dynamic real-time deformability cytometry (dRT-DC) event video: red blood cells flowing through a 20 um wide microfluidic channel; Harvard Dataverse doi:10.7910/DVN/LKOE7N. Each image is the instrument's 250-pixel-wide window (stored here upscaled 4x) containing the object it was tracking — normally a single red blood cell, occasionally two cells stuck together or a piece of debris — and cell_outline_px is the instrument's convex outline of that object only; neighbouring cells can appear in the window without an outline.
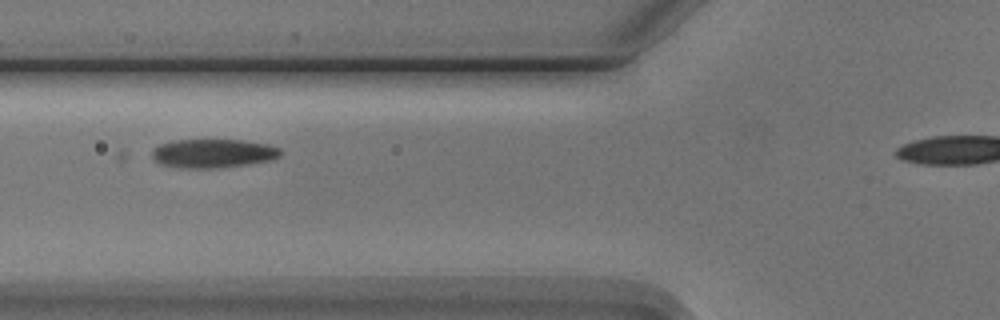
{"species": "Egyptian fruit bat (a non-hibernating species)", "species_latin": "Rousettus aegyptiacus", "temperature_condition": "cold", "stored_images_in_passage": 5, "camera_frame_rate_fps": 3000, "um_per_image_px": 0.085, "animal": {"sex": "male"}, "frame": {"image": 1, "passage_image": 3, "time_ms": 2.0, "image_size_px": [1000, 320], "cell_outline_px": [[280, 156], [272, 160], [248, 164], [220, 168], [180, 168], [164, 164], [156, 160], [152, 156], [152, 148], [160, 144], [172, 140], [240, 140], [268, 144], [280, 148]], "centroid_in_image_um": [18.12, 13.03], "position_along_channel_um": 107.7, "area_um2": 21.56}}
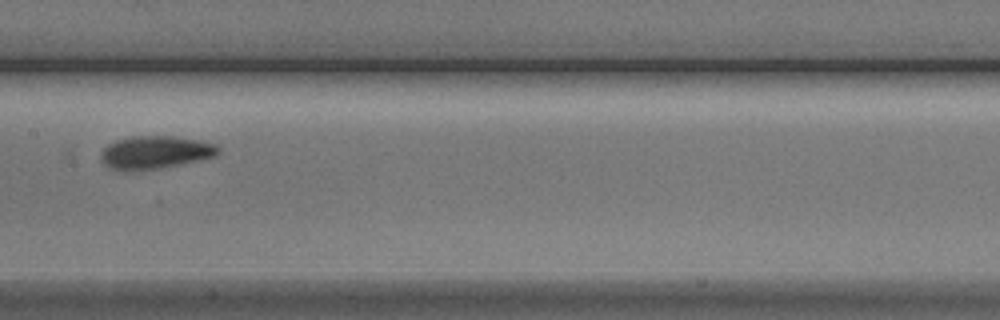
{"frame": {"image": 2, "passage_image": 5, "time_ms": 4.333, "image_size_px": [1000, 320], "cell_outline_px": [[220, 152], [216, 156], [200, 160], [160, 168], [124, 172], [108, 168], [100, 160], [100, 152], [108, 144], [116, 140], [132, 136], [172, 136], [200, 140], [216, 144], [220, 148]], "centroid_in_image_um": [13.16, 12.96], "position_along_channel_um": 194.2, "area_um2": 22.89}}